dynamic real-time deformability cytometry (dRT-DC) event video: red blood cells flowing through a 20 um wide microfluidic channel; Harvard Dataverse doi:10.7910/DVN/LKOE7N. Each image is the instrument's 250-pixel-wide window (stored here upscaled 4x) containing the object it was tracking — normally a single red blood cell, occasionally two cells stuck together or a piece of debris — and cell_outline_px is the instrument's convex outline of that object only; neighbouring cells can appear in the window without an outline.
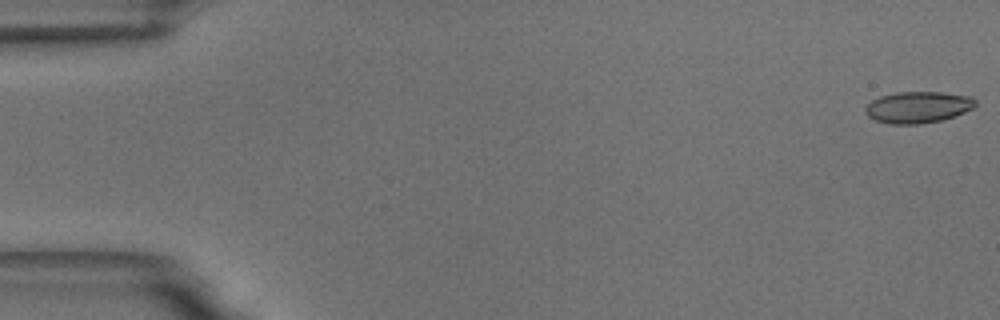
{"species": "common noctule bat (a hibernating species)", "species_latin": "Nyctalus noctula", "temperature_condition": "room temperature", "stored_images_in_passage": 19, "camera_frame_rate_fps": 3000, "um_per_image_px": 0.085, "animal": {"sex": "male", "body_mass_g": 18.8}, "frame": {"image": 1, "passage_image": 1, "time_ms": 0.0, "image_size_px": [1000, 320], "cell_outline_px": [[976, 104], [972, 108], [964, 112], [940, 120], [920, 124], [892, 124], [876, 120], [868, 116], [864, 112], [864, 108], [872, 100], [880, 96], [896, 92], [940, 92], [972, 96], [976, 100]], "centroid_in_image_um": [78.01, 9.1], "position_along_channel_um": 7.0, "area_um2": 20.11}}
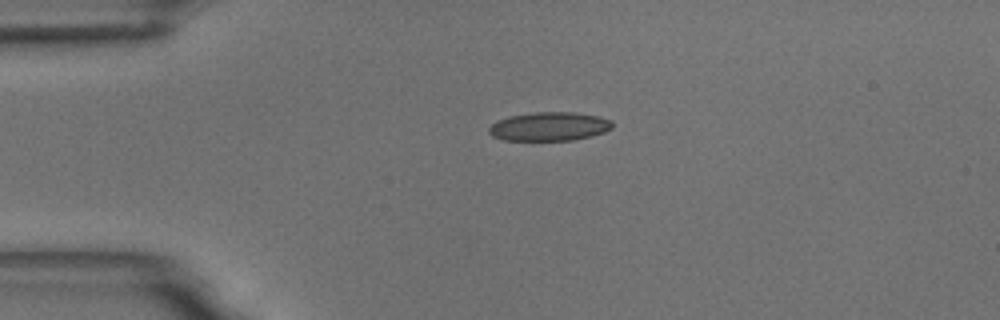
{"frame": {"image": 2, "passage_image": 13, "time_ms": 4.0, "image_size_px": [1000, 320], "cell_outline_px": [[612, 128], [604, 132], [592, 136], [572, 140], [504, 140], [492, 136], [488, 132], [488, 128], [496, 120], [508, 116], [536, 112], [572, 112], [600, 116], [612, 120]], "centroid_in_image_um": [46.68, 10.74], "position_along_channel_um": 38.3, "area_um2": 20.81}}
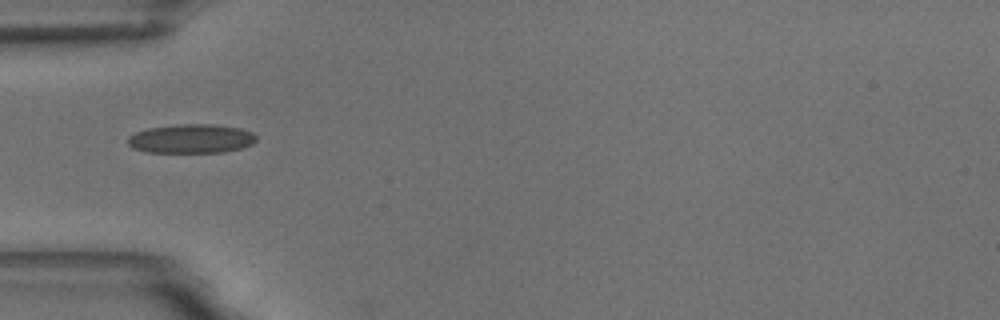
{"frame": {"image": 3, "passage_image": 18, "time_ms": 5.667, "image_size_px": [1000, 320], "cell_outline_px": [[256, 140], [252, 144], [240, 148], [224, 152], [148, 152], [132, 148], [128, 144], [128, 136], [136, 132], [148, 128], [176, 124], [212, 124], [240, 128], [252, 132], [256, 136]], "centroid_in_image_um": [16.24, 11.78], "position_along_channel_um": 68.8, "area_um2": 21.73}}